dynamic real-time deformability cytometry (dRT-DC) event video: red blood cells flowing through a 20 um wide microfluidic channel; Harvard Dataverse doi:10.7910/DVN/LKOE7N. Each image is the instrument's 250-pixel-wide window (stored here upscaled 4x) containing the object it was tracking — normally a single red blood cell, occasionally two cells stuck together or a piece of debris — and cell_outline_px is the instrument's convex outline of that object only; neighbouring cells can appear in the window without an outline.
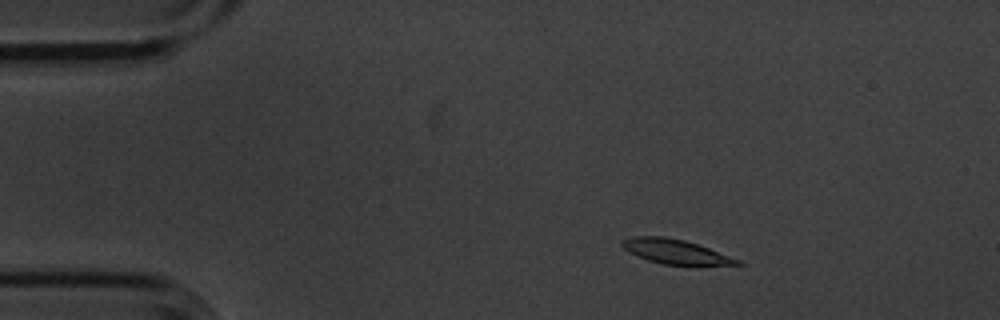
{"species": "common noctule bat (a hibernating species)", "species_latin": "Nyctalus noctula", "temperature_condition": "cold", "stored_images_in_passage": 4, "camera_frame_rate_fps": 3000, "um_per_image_px": 0.085, "animal": {"sex": "male", "body_mass_g": 20.1, "forearm_length_mm": 53.5}, "frame": {"image": 1, "passage_image": 2, "time_ms": 0.333, "image_size_px": [1000, 320], "cell_outline_px": [[744, 264], [696, 268], [664, 264], [648, 260], [636, 256], [628, 252], [620, 244], [620, 240], [636, 236], [664, 236], [684, 240], [708, 248], [740, 260]], "centroid_in_image_um": [57.47, 21.44], "position_along_channel_um": 27.5, "area_um2": 17.17}}